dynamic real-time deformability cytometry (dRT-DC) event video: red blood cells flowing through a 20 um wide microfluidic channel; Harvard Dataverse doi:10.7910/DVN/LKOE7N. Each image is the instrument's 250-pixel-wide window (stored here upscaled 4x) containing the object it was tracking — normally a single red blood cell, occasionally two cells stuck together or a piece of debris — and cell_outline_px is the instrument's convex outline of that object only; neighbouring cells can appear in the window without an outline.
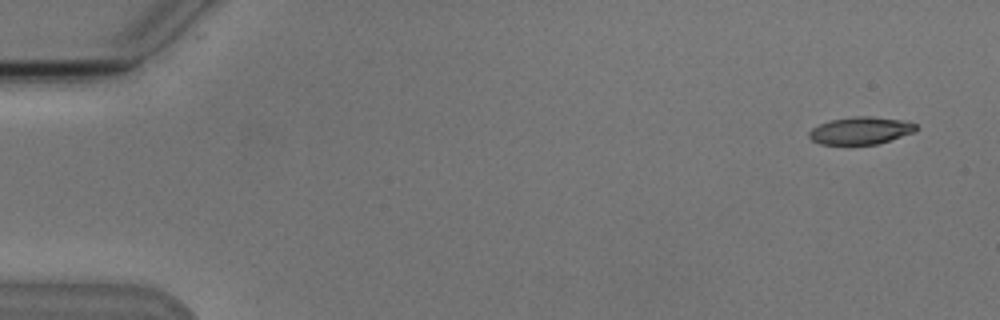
{"species": "Egyptian fruit bat (a non-hibernating species)", "species_latin": "Rousettus aegyptiacus", "temperature_condition": "cold", "stored_images_in_passage": 3, "camera_frame_rate_fps": 3000, "um_per_image_px": 0.085, "animal": {"sex": "male"}, "frame": {"image": 1, "passage_image": 1, "time_ms": 0.0, "image_size_px": [1000, 320], "cell_outline_px": [[920, 128], [916, 132], [876, 144], [820, 144], [812, 140], [808, 136], [808, 132], [812, 128], [820, 124], [832, 120], [852, 116], [872, 116], [908, 120], [916, 124]], "centroid_in_image_um": [73.22, 11.08], "position_along_channel_um": 11.8, "area_um2": 17.28}}